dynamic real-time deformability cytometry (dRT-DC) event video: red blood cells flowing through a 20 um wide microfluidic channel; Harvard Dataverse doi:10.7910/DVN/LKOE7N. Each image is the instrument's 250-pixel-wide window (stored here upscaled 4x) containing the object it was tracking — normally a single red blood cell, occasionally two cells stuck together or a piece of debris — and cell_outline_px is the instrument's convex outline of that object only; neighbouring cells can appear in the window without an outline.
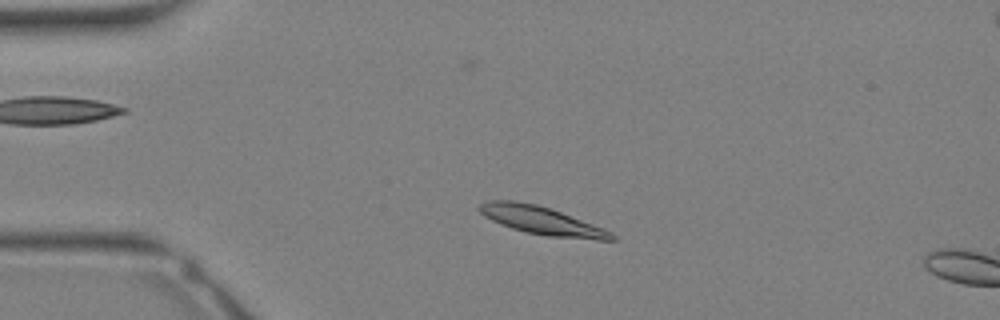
{"species": "Egyptian fruit bat (a non-hibernating species)", "species_latin": "Rousettus aegyptiacus", "temperature_condition": "warm", "stored_images_in_passage": 4, "camera_frame_rate_fps": 3000, "um_per_image_px": 0.085, "animal": {"sex": "female"}, "frame": {"image": 1, "passage_image": 2, "time_ms": 0.333, "image_size_px": [1000, 320], "cell_outline_px": [[616, 240], [596, 240], [548, 236], [528, 232], [512, 228], [492, 220], [484, 216], [476, 208], [480, 204], [488, 200], [516, 200], [536, 204], [560, 212], [604, 228], [612, 232], [616, 236]], "centroid_in_image_um": [46.04, 18.74], "position_along_channel_um": 39.0, "area_um2": 21.5}}